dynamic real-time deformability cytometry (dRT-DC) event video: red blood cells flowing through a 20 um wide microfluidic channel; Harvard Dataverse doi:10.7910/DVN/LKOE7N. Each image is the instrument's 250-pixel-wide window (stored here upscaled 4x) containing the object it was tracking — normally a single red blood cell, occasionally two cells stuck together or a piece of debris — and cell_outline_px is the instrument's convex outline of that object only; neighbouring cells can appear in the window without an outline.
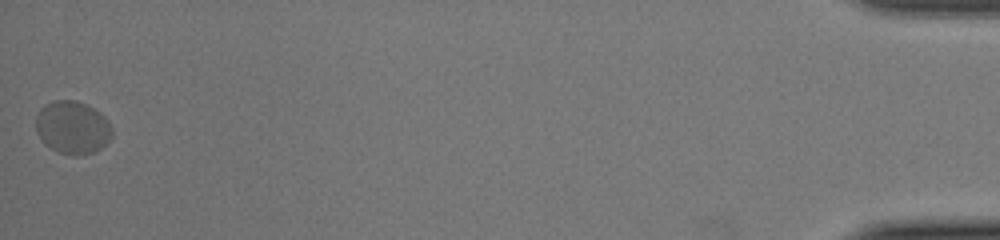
{"species": "common noctule bat (a hibernating species)", "species_latin": "Nyctalus noctula", "temperature_condition": "cold", "stored_images_in_passage": 47, "camera_frame_rate_fps": 3000, "um_per_image_px": 0.085, "animal": {"sex": "female", "body_mass_g": 22.0, "forearm_length_mm": 56.7}, "frame": {"image": 1, "passage_image": 47, "time_ms": 15.333, "image_size_px": [1000, 240], "cell_outline_px": [[112, 136], [100, 148], [92, 152], [76, 156], [72, 156], [60, 152], [44, 144], [36, 132], [36, 116], [40, 108], [44, 104], [52, 100], [76, 100], [100, 112], [108, 120], [112, 128]], "centroid_in_image_um": [6.14, 10.82], "position_along_channel_um": 429.1, "area_um2": 23.52}}